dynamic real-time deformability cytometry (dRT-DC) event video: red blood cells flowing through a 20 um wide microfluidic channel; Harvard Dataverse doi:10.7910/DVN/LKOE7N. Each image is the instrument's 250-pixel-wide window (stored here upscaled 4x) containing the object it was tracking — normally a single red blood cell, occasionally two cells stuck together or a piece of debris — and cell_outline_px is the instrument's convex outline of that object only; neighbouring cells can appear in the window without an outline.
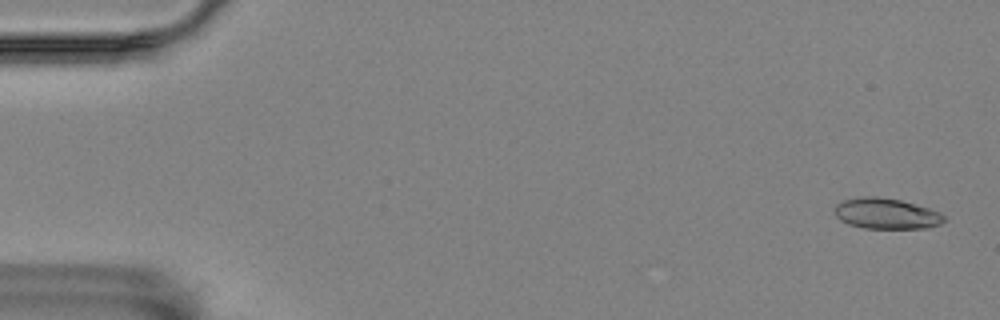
{"species": "Egyptian fruit bat (a non-hibernating species)", "species_latin": "Rousettus aegyptiacus", "temperature_condition": "room temperature", "stored_images_in_passage": 5, "camera_frame_rate_fps": 3000, "um_per_image_px": 0.085, "animal": {"sex": "female"}, "frame": {"image": 1, "passage_image": 5, "time_ms": 1.333, "image_size_px": [1000, 320], "cell_outline_px": [[944, 220], [940, 224], [928, 228], [864, 228], [848, 224], [840, 220], [836, 216], [832, 208], [836, 204], [844, 200], [860, 196], [876, 196], [900, 200], [928, 208], [944, 216]], "centroid_in_image_um": [75.26, 18.15], "position_along_channel_um": 9.7, "area_um2": 19.54}}